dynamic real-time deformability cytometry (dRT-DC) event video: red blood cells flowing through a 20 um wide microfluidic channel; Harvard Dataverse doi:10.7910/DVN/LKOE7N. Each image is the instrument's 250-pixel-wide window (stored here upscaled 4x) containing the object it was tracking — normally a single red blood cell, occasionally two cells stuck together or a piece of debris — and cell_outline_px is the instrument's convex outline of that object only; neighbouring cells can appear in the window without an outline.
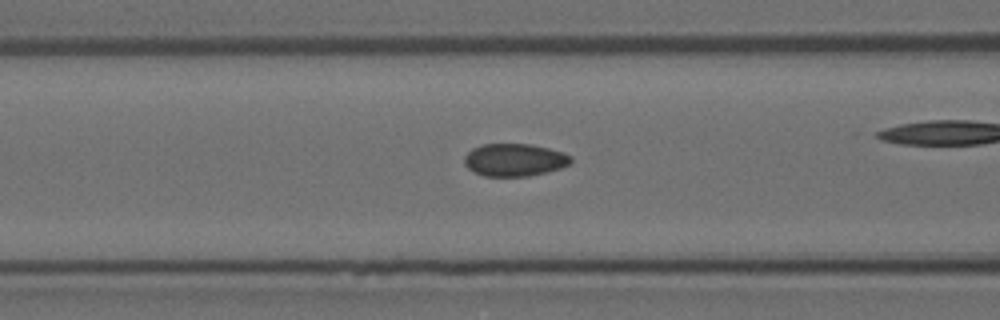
{"species": "Egyptian fruit bat (a non-hibernating species)", "species_latin": "Rousettus aegyptiacus", "temperature_condition": "room temperature", "stored_images_in_passage": 55, "camera_frame_rate_fps": 3000, "um_per_image_px": 0.085, "animal": {"sex": "female"}, "frame": {"image": 1, "passage_image": 21, "time_ms": 6.667, "image_size_px": [1000, 320], "cell_outline_px": [[572, 160], [568, 164], [560, 168], [548, 172], [528, 176], [484, 176], [468, 168], [464, 164], [464, 156], [472, 148], [480, 144], [528, 144], [548, 148], [572, 156]], "centroid_in_image_um": [43.7, 13.59], "position_along_channel_um": 122.9, "area_um2": 20.17}}
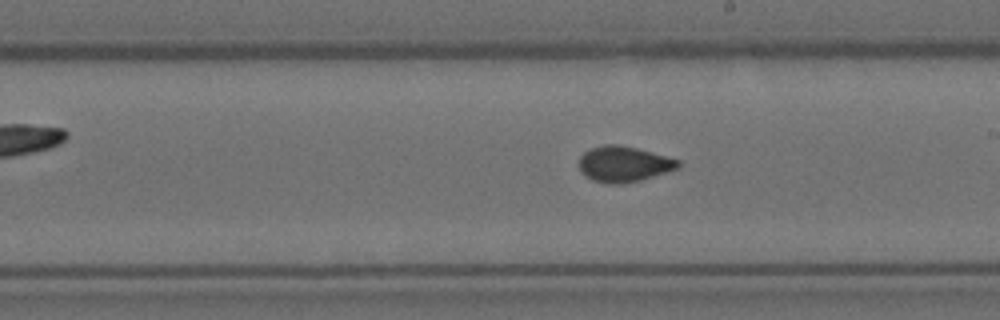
{"frame": {"image": 2, "passage_image": 30, "time_ms": 9.667, "image_size_px": [1000, 320], "cell_outline_px": [[680, 168], [640, 180], [624, 184], [608, 184], [592, 180], [584, 176], [580, 172], [580, 156], [584, 152], [592, 148], [604, 144], [616, 144], [636, 148], [652, 152], [680, 160]], "centroid_in_image_um": [53.02, 13.95], "position_along_channel_um": 236.0, "area_um2": 20.69}}
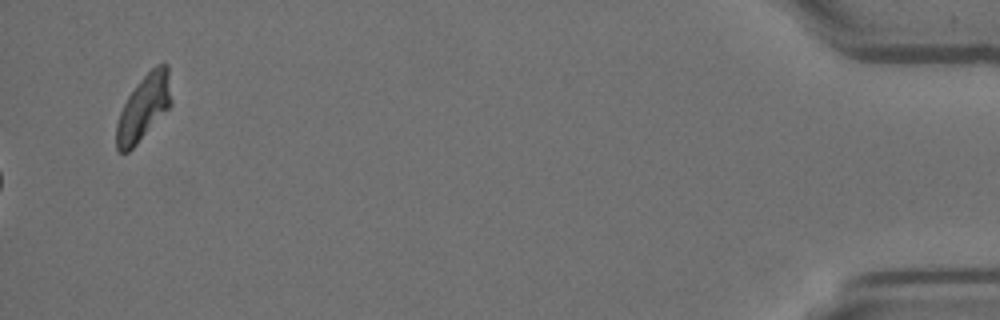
{"frame": {"image": 3, "passage_image": 55, "time_ms": 18.0, "image_size_px": [1000, 320], "cell_outline_px": [[172, 104], [136, 144], [128, 152], [120, 152], [116, 148], [116, 124], [120, 112], [128, 96], [140, 80], [156, 64], [168, 64], [172, 100]], "centroid_in_image_um": [12.22, 9.12], "position_along_channel_um": 423.0, "area_um2": 20.63}, "authors_computed_cell_mechanics": {"area_um2": 20.4612, "velocity_mm_per_s": 3.7723, "shape_relaxation_time_tau1_ms": null, "shape_relaxation_time_tau2_ms": 1.1569, "deformation_change_tau1": null, "deformation_change_tau2": 0.0524}}